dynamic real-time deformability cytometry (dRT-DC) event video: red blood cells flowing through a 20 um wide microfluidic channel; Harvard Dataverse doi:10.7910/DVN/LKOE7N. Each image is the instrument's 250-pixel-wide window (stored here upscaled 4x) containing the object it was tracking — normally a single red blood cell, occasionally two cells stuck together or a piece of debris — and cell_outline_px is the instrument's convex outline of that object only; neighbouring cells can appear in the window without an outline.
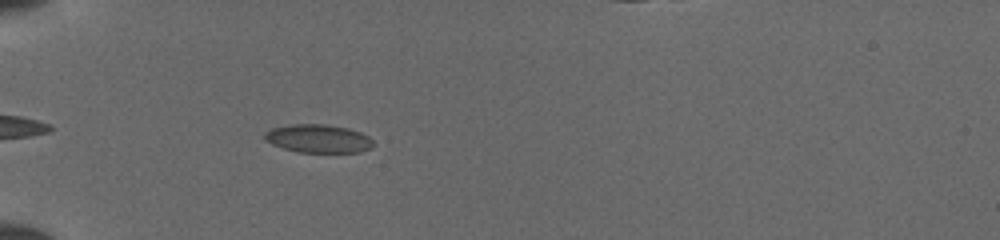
{"species": "common noctule bat (a hibernating species)", "species_latin": "Nyctalus noctula", "temperature_condition": "cold", "stored_images_in_passage": 34, "camera_frame_rate_fps": 3000, "um_per_image_px": 0.085, "animal": {"sex": "female", "body_mass_g": 19.5, "forearm_length_mm": 54.1}, "frame": {"image": 1, "passage_image": 3, "time_ms": 0.667, "image_size_px": [1000, 240], "cell_outline_px": [[376, 144], [372, 148], [360, 152], [296, 152], [272, 144], [264, 140], [264, 132], [272, 128], [292, 124], [328, 124], [348, 128], [360, 132], [368, 136]], "centroid_in_image_um": [27.07, 11.78], "position_along_channel_um": 57.9, "area_um2": 18.09}}
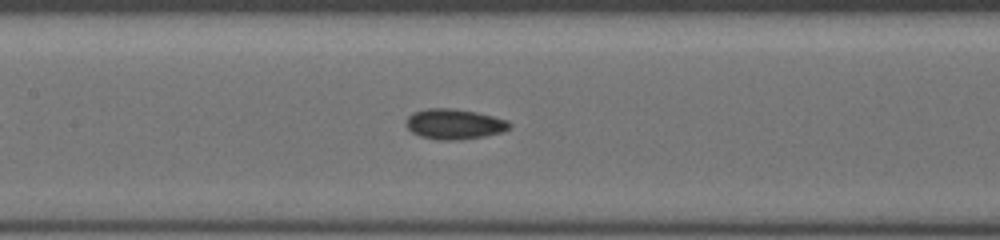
{"frame": {"image": 2, "passage_image": 12, "time_ms": 3.667, "image_size_px": [1000, 240], "cell_outline_px": [[512, 124], [504, 132], [484, 136], [456, 140], [436, 140], [420, 136], [412, 132], [404, 124], [404, 120], [412, 112], [428, 108], [452, 108], [476, 112], [508, 120]], "centroid_in_image_um": [38.58, 10.54], "position_along_channel_um": 168.8, "area_um2": 18.44}}
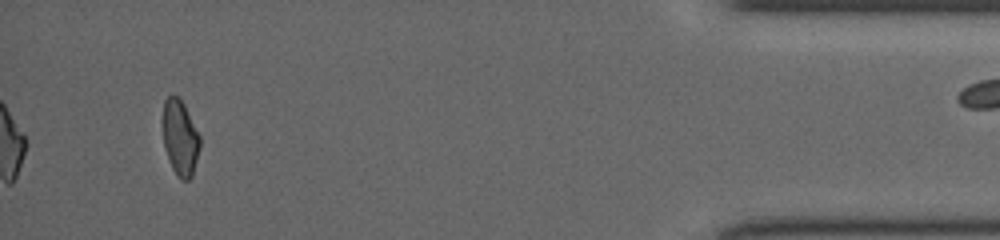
{"frame": {"image": 3, "passage_image": 34, "time_ms": 11.0, "image_size_px": [1000, 240], "cell_outline_px": [[200, 148], [192, 176], [188, 180], [180, 180], [176, 176], [168, 160], [164, 148], [164, 100], [168, 96], [180, 96], [200, 136]], "centroid_in_image_um": [15.32, 11.74], "position_along_channel_um": 419.9, "area_um2": 16.3}}